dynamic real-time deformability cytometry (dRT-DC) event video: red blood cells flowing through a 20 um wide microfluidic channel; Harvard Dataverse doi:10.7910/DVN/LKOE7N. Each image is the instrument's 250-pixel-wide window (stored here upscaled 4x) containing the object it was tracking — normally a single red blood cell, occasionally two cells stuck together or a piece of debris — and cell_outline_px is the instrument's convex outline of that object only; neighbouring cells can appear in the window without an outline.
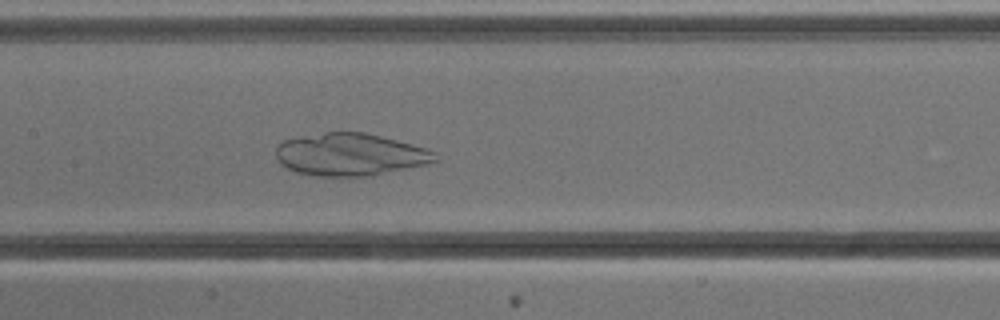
{"species": "common noctule bat (a hibernating species)", "species_latin": "Nyctalus noctula", "temperature_condition": "cold", "stored_images_in_passage": 45, "camera_frame_rate_fps": 3000, "um_per_image_px": 0.085, "animal": {"sex": "male", "body_mass_g": 13.3}, "frame": {"image": 1, "passage_image": 26, "time_ms": 8.333, "image_size_px": [1000, 320], "cell_outline_px": [[440, 160], [424, 164], [372, 176], [312, 176], [296, 172], [280, 164], [276, 156], [276, 148], [284, 140], [300, 136], [324, 132], [364, 132], [428, 148], [436, 152]], "centroid_in_image_um": [29.77, 13.14], "position_along_channel_um": 177.6, "area_um2": 39.48}}
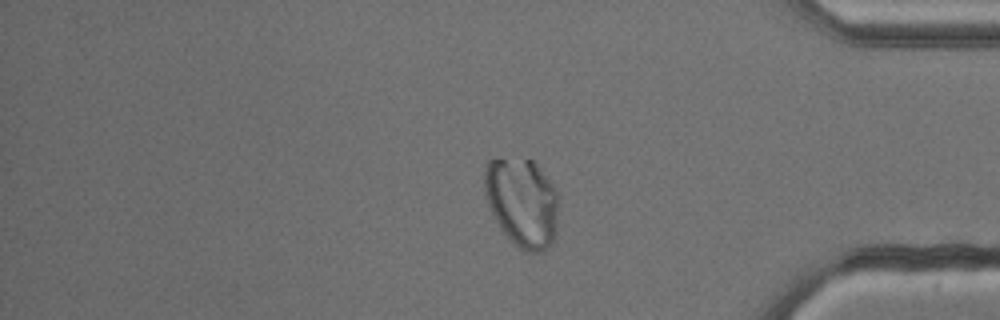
{"frame": {"image": 2, "passage_image": 45, "time_ms": 14.667, "image_size_px": [1000, 320], "cell_outline_px": [[560, 196], [556, 232], [552, 244], [544, 252], [524, 252], [512, 244], [508, 240], [500, 228], [488, 204], [484, 188], [484, 168], [488, 160], [536, 160]], "centroid_in_image_um": [44.42, 17.25], "position_along_channel_um": 390.8, "area_um2": 39.13}}